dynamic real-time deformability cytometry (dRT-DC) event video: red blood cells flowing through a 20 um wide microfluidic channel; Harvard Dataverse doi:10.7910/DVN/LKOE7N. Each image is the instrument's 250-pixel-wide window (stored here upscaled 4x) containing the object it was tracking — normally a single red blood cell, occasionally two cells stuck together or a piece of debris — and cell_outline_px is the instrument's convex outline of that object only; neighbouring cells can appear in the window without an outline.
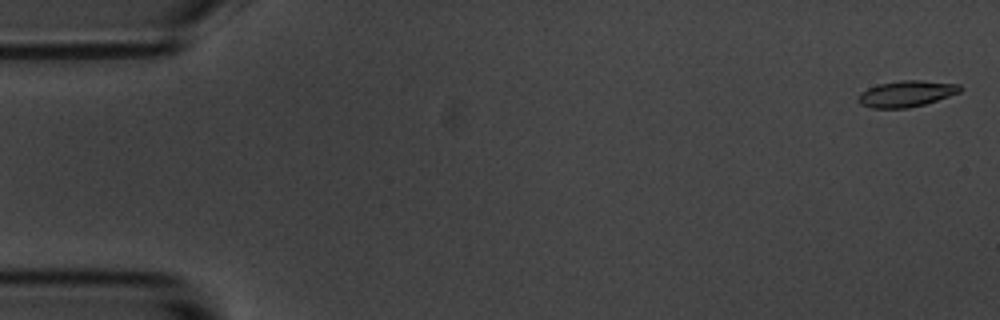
{"species": "common noctule bat (a hibernating species)", "species_latin": "Nyctalus noctula", "temperature_condition": "room temperature", "stored_images_in_passage": 18, "camera_frame_rate_fps": 3000, "um_per_image_px": 0.085, "animal": {"sex": "male", "body_mass_g": 20.1, "forearm_length_mm": 53.5}, "frame": {"image": 1, "passage_image": 2, "time_ms": 0.333, "image_size_px": [1000, 320], "cell_outline_px": [[964, 88], [960, 92], [924, 104], [908, 108], [872, 108], [860, 104], [856, 100], [856, 96], [860, 92], [868, 88], [880, 84], [900, 80], [920, 80], [960, 84]], "centroid_in_image_um": [77.02, 7.96], "position_along_channel_um": 8.0, "area_um2": 15.61}}
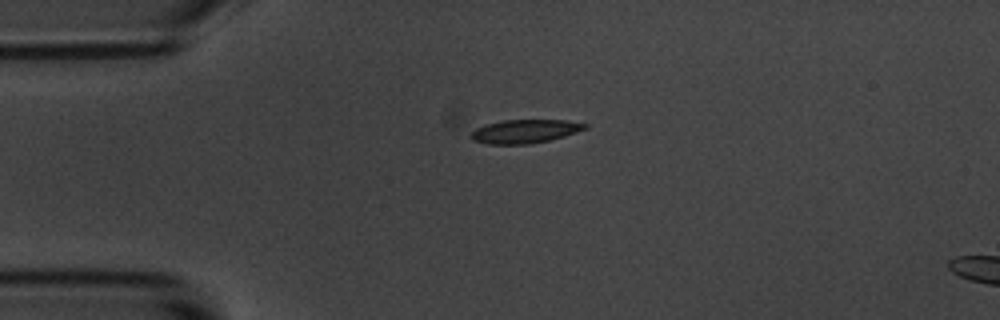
{"frame": {"image": 2, "passage_image": 14, "time_ms": 4.333, "image_size_px": [1000, 320], "cell_outline_px": [[588, 128], [564, 136], [548, 140], [528, 144], [488, 144], [472, 140], [468, 136], [476, 128], [488, 124], [504, 120], [568, 120], [588, 124]], "centroid_in_image_um": [44.61, 11.16], "position_along_channel_um": 40.4, "area_um2": 15.61}}